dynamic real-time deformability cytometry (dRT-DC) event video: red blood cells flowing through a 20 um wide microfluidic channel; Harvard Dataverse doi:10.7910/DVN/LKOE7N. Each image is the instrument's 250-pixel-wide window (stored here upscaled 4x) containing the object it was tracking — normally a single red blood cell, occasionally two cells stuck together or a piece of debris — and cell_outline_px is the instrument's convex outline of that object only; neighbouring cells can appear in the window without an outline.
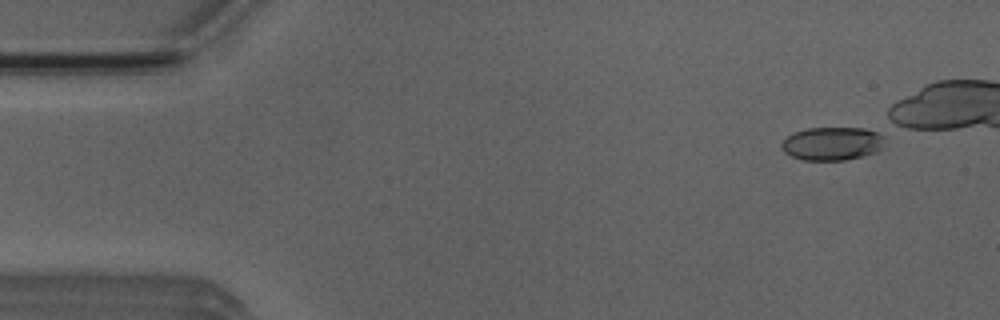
{"species": "Egyptian fruit bat (a non-hibernating species)", "species_latin": "Rousettus aegyptiacus", "temperature_condition": "room temperature", "stored_images_in_passage": 5, "camera_frame_rate_fps": 3000, "um_per_image_px": 0.085, "animal": {"sex": "male"}, "frame": {"image": 1, "passage_image": 1, "time_ms": 0.0, "image_size_px": [1000, 320], "cell_outline_px": [[884, 136], [880, 148], [876, 152], [864, 156], [844, 160], [804, 160], [792, 156], [784, 152], [780, 144], [792, 132], [808, 128], [864, 128], [884, 132]], "centroid_in_image_um": [70.75, 12.19], "position_along_channel_um": 14.2, "area_um2": 20.17}}